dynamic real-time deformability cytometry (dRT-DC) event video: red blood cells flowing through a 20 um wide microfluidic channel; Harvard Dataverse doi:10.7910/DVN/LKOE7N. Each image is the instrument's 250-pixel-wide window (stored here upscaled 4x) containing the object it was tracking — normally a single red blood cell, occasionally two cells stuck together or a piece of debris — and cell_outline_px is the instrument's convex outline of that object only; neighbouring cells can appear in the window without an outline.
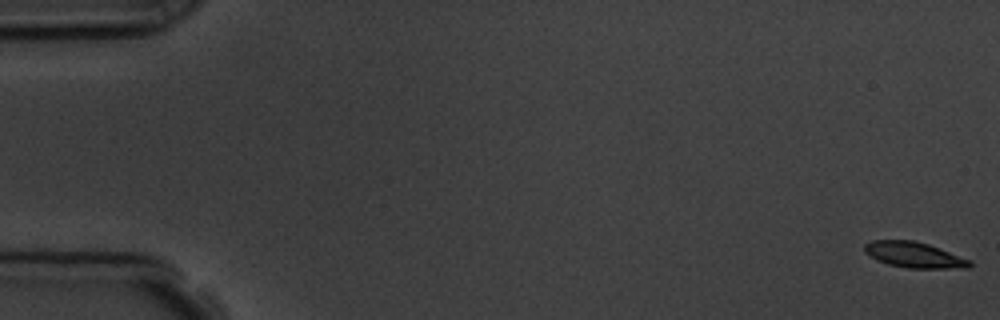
{"species": "common noctule bat (a hibernating species)", "species_latin": "Nyctalus noctula", "temperature_condition": "room temperature", "stored_images_in_passage": 5, "camera_frame_rate_fps": 3000, "um_per_image_px": 0.085, "animal": {"sex": "male", "body_mass_g": 19.5, "forearm_length_mm": 54.6}, "frame": {"image": 1, "passage_image": 1, "time_ms": 0.0, "image_size_px": [1000, 320], "cell_outline_px": [[972, 264], [968, 268], [908, 268], [888, 264], [876, 260], [864, 252], [864, 244], [872, 240], [912, 240], [928, 244], [972, 260]], "centroid_in_image_um": [77.69, 21.66], "position_along_channel_um": 7.3, "area_um2": 15.78}}
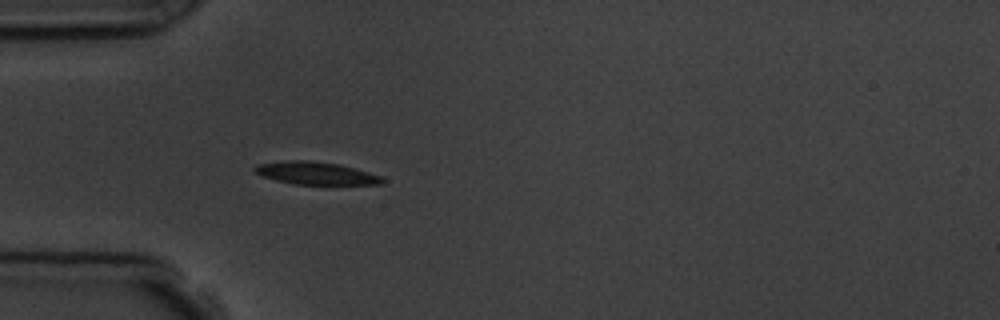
{"frame": {"image": 2, "passage_image": 5, "time_ms": 5.333, "image_size_px": [1000, 320], "cell_outline_px": [[384, 180], [380, 184], [292, 184], [276, 180], [264, 176], [256, 172], [252, 168], [260, 164], [288, 160], [312, 160], [340, 164], [356, 168], [380, 176]], "centroid_in_image_um": [26.85, 14.71], "position_along_channel_um": 58.2, "area_um2": 16.65}}